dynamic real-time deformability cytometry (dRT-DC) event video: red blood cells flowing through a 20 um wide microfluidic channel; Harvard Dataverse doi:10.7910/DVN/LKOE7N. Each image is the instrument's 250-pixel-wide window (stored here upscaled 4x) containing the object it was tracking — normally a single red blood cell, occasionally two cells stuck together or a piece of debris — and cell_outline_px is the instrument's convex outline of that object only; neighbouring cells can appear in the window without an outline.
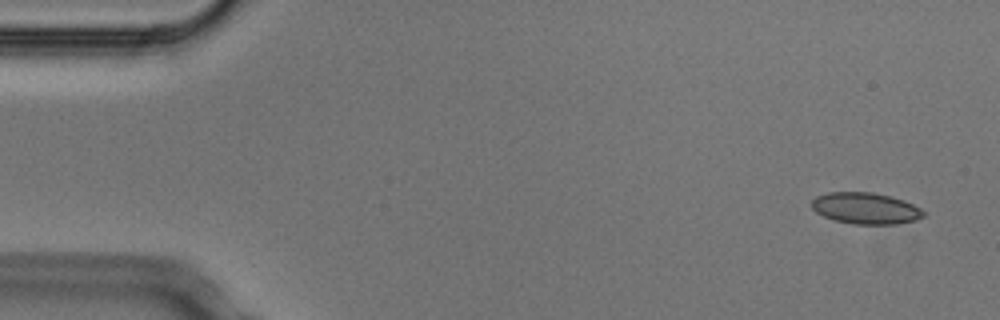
{"species": "Egyptian fruit bat (a non-hibernating species)", "species_latin": "Rousettus aegyptiacus", "temperature_condition": "cold", "stored_images_in_passage": 3, "camera_frame_rate_fps": 3000, "um_per_image_px": 0.085, "animal": {"sex": "male"}, "frame": {"image": 1, "passage_image": 1, "time_ms": 0.0, "image_size_px": [1000, 320], "cell_outline_px": [[924, 216], [916, 220], [896, 224], [852, 224], [836, 220], [824, 216], [816, 212], [812, 208], [812, 200], [816, 196], [828, 192], [872, 192], [892, 196], [904, 200], [920, 208], [924, 212]], "centroid_in_image_um": [73.58, 17.7], "position_along_channel_um": 11.4, "area_um2": 20.46}}